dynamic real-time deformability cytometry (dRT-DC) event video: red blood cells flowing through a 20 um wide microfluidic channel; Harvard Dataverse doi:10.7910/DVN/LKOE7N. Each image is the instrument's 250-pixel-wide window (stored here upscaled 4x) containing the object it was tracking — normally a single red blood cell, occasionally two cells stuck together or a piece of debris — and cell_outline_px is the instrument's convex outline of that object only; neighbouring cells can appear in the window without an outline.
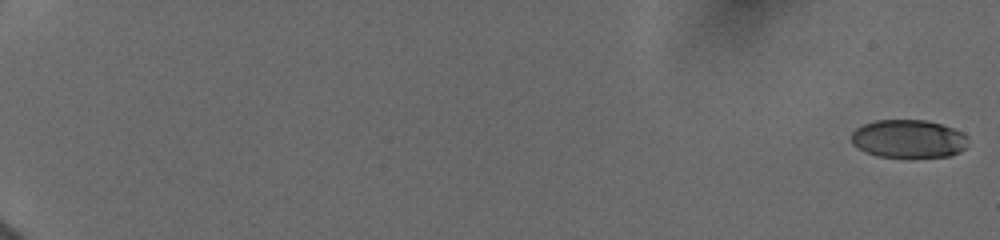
{"species": "human", "species_latin": "Homo sapiens", "temperature_condition": "cold", "stored_images_in_passage": 82, "camera_frame_rate_fps": 3000, "um_per_image_px": 0.085, "donor": {"sex": "female"}, "frame": {"image": 1, "passage_image": 1, "time_ms": 0.0, "image_size_px": [1000, 240], "cell_outline_px": [[968, 144], [960, 152], [948, 156], [876, 156], [864, 152], [856, 148], [852, 144], [852, 132], [856, 128], [864, 124], [876, 120], [928, 120], [964, 132], [968, 136]], "centroid_in_image_um": [77.22, 11.79], "position_along_channel_um": 7.8, "area_um2": 25.95}}
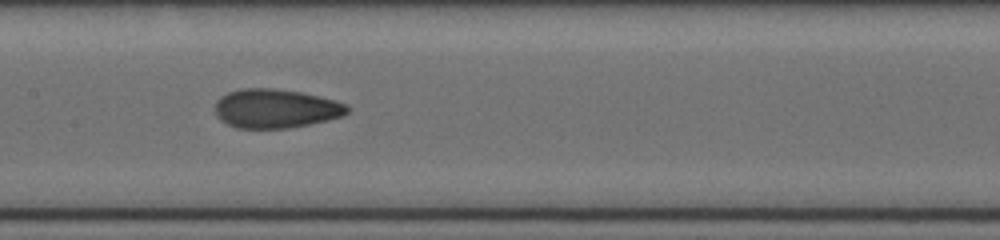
{"frame": {"image": 2, "passage_image": 45, "time_ms": 10.333, "image_size_px": [1000, 240], "cell_outline_px": [[352, 108], [344, 116], [328, 120], [288, 128], [236, 128], [220, 120], [216, 116], [216, 100], [220, 96], [228, 92], [240, 88], [276, 88], [300, 92], [336, 100], [348, 104]], "centroid_in_image_um": [23.45, 9.22], "position_along_channel_um": 183.9, "area_um2": 30.35}}
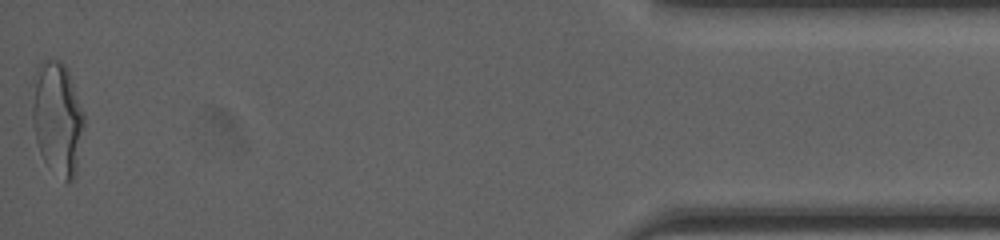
{"frame": {"image": 3, "passage_image": 82, "time_ms": 18.333, "image_size_px": [1000, 240], "cell_outline_px": [[84, 124], [76, 176], [72, 180], [64, 180], [44, 160], [40, 152], [36, 140], [32, 124], [32, 76], [36, 68], [44, 60], [60, 60], [68, 68], [84, 112]], "centroid_in_image_um": [4.87, 9.99], "position_along_channel_um": 430.3, "area_um2": 34.51}, "authors_computed_cell_mechanics": {"area_um2": 29.5358, "velocity_mm_per_s": 3.9394, "shape_relaxation_time_tau1_ms": 4.425, "shape_relaxation_time_tau2_ms": 1.112, "deformation_change_tau1": 0.1695, "deformation_change_tau2": 0.0617}}